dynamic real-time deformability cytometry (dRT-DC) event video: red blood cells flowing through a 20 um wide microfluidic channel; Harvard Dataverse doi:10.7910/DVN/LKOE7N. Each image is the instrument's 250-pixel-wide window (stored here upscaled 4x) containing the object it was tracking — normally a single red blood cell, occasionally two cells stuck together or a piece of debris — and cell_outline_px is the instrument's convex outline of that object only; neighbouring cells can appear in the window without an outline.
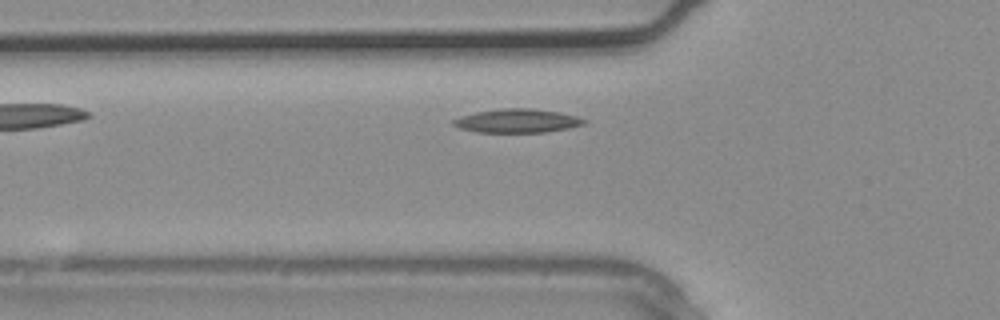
{"species": "common noctule bat (a hibernating species)", "species_latin": "Nyctalus noctula", "temperature_condition": "warm", "stored_images_in_passage": 3, "segment_of_instrument_passage": [1, 2], "camera_frame_rate_fps": 3000, "um_per_image_px": 0.085, "animal": {"sex": "male", "body_mass_g": 20.4}, "frame": {"image": 1, "passage_image": 2, "time_ms": 0.333, "image_size_px": [1000, 320], "cell_outline_px": [[588, 120], [584, 124], [568, 128], [544, 132], [476, 132], [460, 128], [452, 124], [452, 120], [476, 112], [500, 108], [532, 108], [560, 112], [576, 116]], "centroid_in_image_um": [43.99, 10.26], "position_along_channel_um": 81.8, "area_um2": 17.98}}